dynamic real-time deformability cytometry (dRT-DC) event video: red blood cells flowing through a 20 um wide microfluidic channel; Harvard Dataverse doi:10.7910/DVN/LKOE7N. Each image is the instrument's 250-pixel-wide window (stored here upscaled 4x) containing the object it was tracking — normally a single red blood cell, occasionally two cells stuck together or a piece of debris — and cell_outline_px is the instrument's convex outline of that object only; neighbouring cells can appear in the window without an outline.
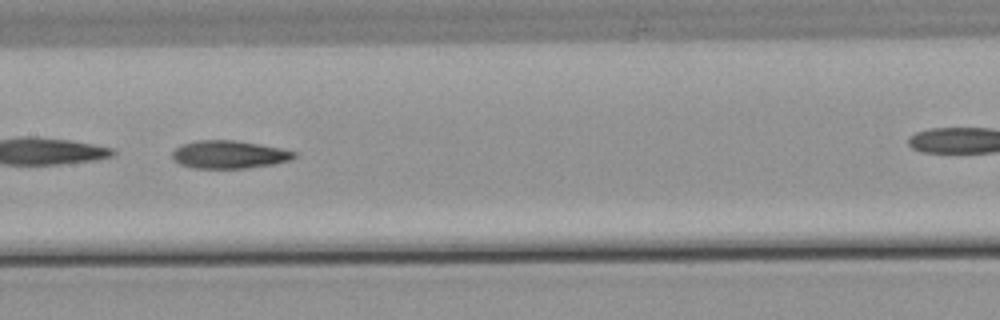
{"species": "common noctule bat (a hibernating species)", "species_latin": "Nyctalus noctula", "temperature_condition": "warm", "stored_images_in_passage": 40, "camera_frame_rate_fps": 3000, "um_per_image_px": 0.085, "animal": {"sex": "male", "body_mass_g": 21.5, "forearm_length_mm": 52.0}, "frame": {"image": 1, "passage_image": 23, "time_ms": 7.333, "image_size_px": [1000, 320], "cell_outline_px": [[296, 156], [288, 160], [272, 164], [248, 168], [192, 168], [180, 164], [172, 160], [172, 152], [176, 148], [184, 144], [196, 140], [232, 140], [260, 144], [280, 148], [296, 152]], "centroid_in_image_um": [19.44, 13.13], "position_along_channel_um": 188.0, "area_um2": 19.71}}